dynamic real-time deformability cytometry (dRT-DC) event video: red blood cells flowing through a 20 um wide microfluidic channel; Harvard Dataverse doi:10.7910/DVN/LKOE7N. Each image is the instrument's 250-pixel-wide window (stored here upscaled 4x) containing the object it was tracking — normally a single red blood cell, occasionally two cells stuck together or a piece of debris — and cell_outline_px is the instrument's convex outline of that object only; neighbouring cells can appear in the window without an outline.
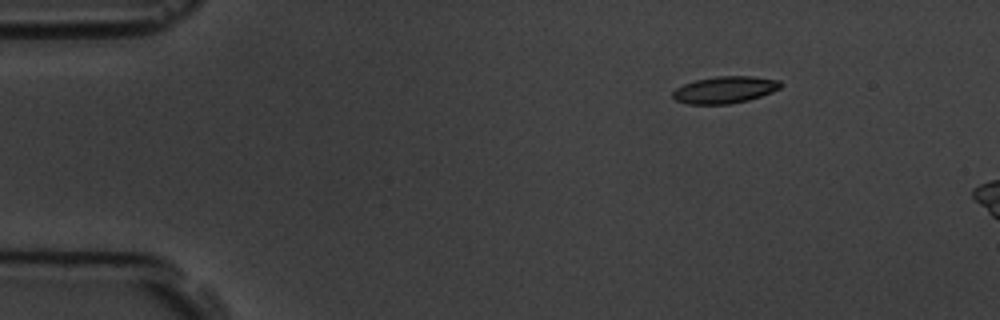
{"species": "common noctule bat (a hibernating species)", "species_latin": "Nyctalus noctula", "temperature_condition": "room temperature", "stored_images_in_passage": 3, "camera_frame_rate_fps": 3000, "um_per_image_px": 0.085, "animal": {"sex": "male", "body_mass_g": 19.5, "forearm_length_mm": 54.6}, "frame": {"image": 1, "passage_image": 1, "time_ms": 0.0, "image_size_px": [1000, 320], "cell_outline_px": [[780, 88], [772, 92], [748, 100], [728, 104], [688, 104], [676, 100], [672, 96], [672, 92], [676, 88], [684, 84], [696, 80], [716, 76], [752, 76], [780, 80]], "centroid_in_image_um": [61.6, 7.63], "position_along_channel_um": 23.4, "area_um2": 16.82}}